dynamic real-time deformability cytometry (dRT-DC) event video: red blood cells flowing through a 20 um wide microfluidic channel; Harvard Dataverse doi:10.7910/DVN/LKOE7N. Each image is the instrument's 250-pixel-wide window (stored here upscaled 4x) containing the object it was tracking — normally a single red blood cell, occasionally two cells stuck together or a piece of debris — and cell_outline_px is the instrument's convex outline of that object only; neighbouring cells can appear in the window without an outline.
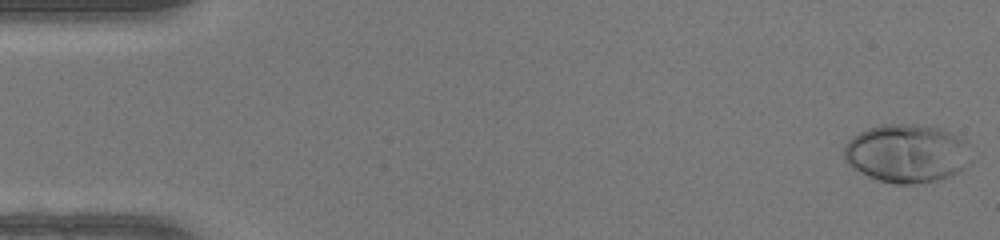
{"species": "human", "species_latin": "Homo sapiens", "temperature_condition": "warm", "stored_images_in_passage": 49, "camera_frame_rate_fps": 3000, "um_per_image_px": 0.085, "donor": {"sex": "female"}, "frame": {"image": 1, "passage_image": 1, "time_ms": 0.0, "image_size_px": [1000, 240], "cell_outline_px": [[972, 164], [948, 176], [936, 180], [916, 184], [896, 184], [880, 180], [868, 176], [852, 168], [844, 160], [844, 144], [852, 136], [868, 128], [880, 124], [924, 124], [948, 132], [964, 140], [972, 160]], "centroid_in_image_um": [77.05, 13.03], "position_along_channel_um": 8.0, "area_um2": 43.35}}
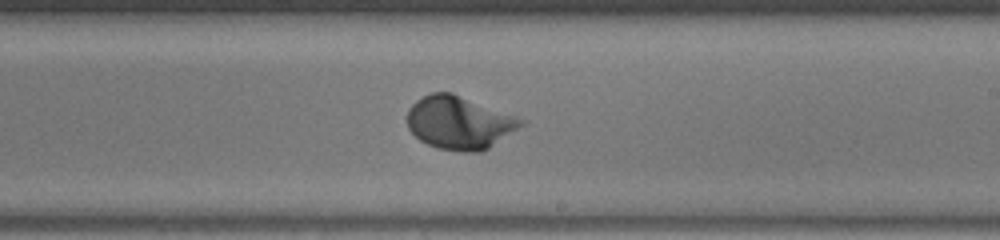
{"frame": {"image": 2, "passage_image": 29, "time_ms": 9.333, "image_size_px": [1000, 240], "cell_outline_px": [[528, 120], [524, 124], [488, 148], [480, 152], [460, 152], [436, 148], [420, 140], [408, 128], [408, 108], [416, 100], [432, 92], [452, 92]], "centroid_in_image_um": [39.05, 10.42], "position_along_channel_um": 250.0, "area_um2": 35.2}}
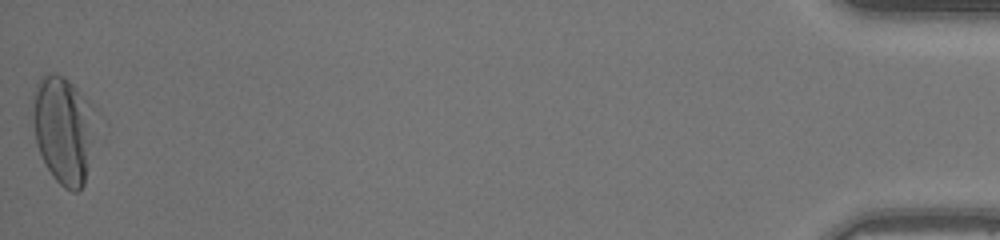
{"frame": {"image": 3, "passage_image": 49, "time_ms": 16.0, "image_size_px": [1000, 240], "cell_outline_px": [[100, 112], [84, 184], [76, 192], [72, 192], [64, 188], [52, 176], [36, 144], [32, 120], [32, 92], [40, 76], [48, 72], [56, 72], [64, 76]], "centroid_in_image_um": [5.42, 10.95], "position_along_channel_um": 429.8, "area_um2": 40.58}, "authors_computed_cell_mechanics": {"area_um2": 33.6396, "velocity_mm_per_s": 4.2276, "shape_relaxation_time_tau1_ms": 2.6346, "shape_relaxation_time_tau2_ms": null, "deformation_change_tau1": 0.1904, "deformation_change_tau2": null}}